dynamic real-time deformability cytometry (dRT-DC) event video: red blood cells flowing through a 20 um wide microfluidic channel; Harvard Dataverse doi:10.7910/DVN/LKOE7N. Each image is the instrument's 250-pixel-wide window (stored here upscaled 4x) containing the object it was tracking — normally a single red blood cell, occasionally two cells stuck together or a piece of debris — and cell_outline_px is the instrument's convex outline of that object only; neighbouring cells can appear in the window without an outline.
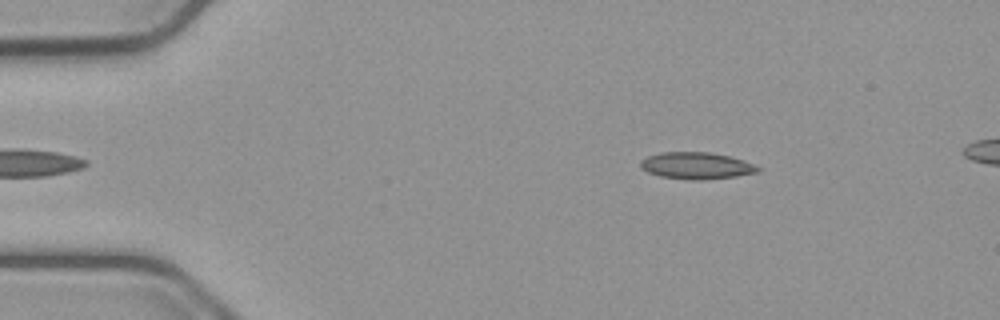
{"species": "common noctule bat (a hibernating species)", "species_latin": "Nyctalus noctula", "temperature_condition": "cold", "stored_images_in_passage": 49, "camera_frame_rate_fps": 3000, "um_per_image_px": 0.085, "animal": {"sex": "male", "body_mass_g": 23.1, "forearm_length_mm": 52.7}, "frame": {"image": 1, "passage_image": 4, "time_ms": 1.0, "image_size_px": [1000, 320], "cell_outline_px": [[760, 172], [736, 176], [696, 180], [692, 180], [660, 176], [648, 172], [640, 164], [640, 160], [648, 156], [660, 152], [708, 152], [728, 156], [744, 160], [760, 168]], "centroid_in_image_um": [59.2, 14.07], "position_along_channel_um": 25.8, "area_um2": 18.09}}
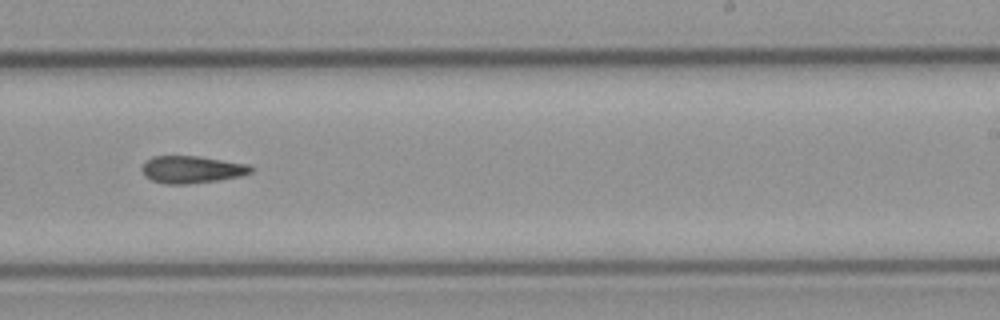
{"frame": {"image": 2, "passage_image": 29, "time_ms": 9.333, "image_size_px": [1000, 320], "cell_outline_px": [[256, 168], [252, 172], [240, 176], [216, 180], [184, 184], [168, 184], [152, 180], [144, 176], [140, 168], [152, 156], [200, 156], [248, 164]], "centroid_in_image_um": [16.32, 14.4], "position_along_channel_um": 272.7, "area_um2": 17.28}}
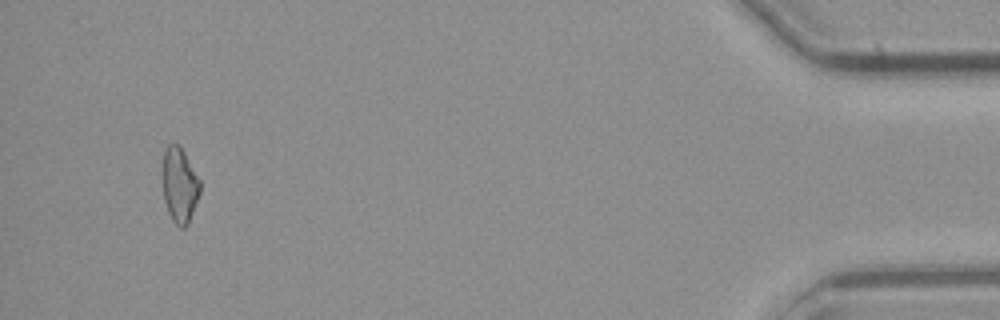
{"frame": {"image": 3, "passage_image": 47, "time_ms": 15.333, "image_size_px": [1000, 320], "cell_outline_px": [[200, 192], [188, 224], [184, 228], [180, 228], [172, 220], [168, 212], [164, 200], [164, 148], [168, 144], [180, 144], [200, 180]], "centroid_in_image_um": [15.28, 15.73], "position_along_channel_um": 419.9, "area_um2": 16.18}}